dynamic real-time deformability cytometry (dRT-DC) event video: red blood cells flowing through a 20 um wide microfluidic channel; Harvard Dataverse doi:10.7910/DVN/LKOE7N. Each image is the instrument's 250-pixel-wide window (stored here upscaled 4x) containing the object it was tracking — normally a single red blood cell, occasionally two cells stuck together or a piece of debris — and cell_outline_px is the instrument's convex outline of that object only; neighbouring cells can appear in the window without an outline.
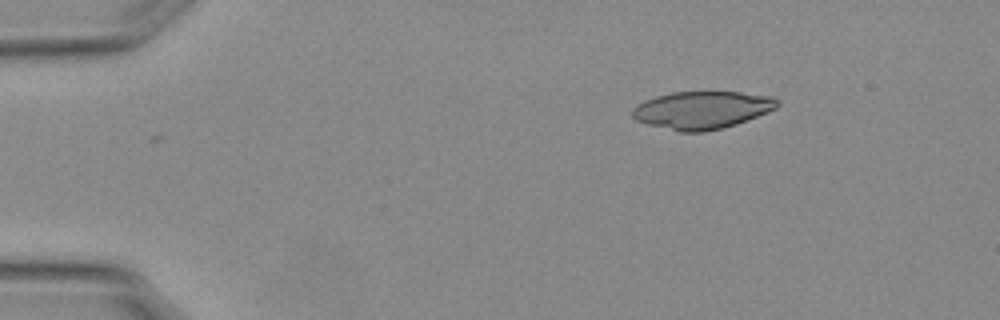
{"species": "Egyptian fruit bat (a non-hibernating species)", "species_latin": "Rousettus aegyptiacus", "temperature_condition": "warm", "stored_images_in_passage": 40, "camera_frame_rate_fps": 3000, "um_per_image_px": 0.085, "animal": {"sex": "female"}, "frame": {"image": 1, "passage_image": 1, "time_ms": 0.0, "image_size_px": [1000, 320], "cell_outline_px": [[780, 104], [776, 108], [768, 112], [736, 124], [704, 132], [680, 132], [648, 124], [636, 120], [632, 116], [632, 108], [644, 100], [656, 96], [672, 92], [740, 92], [772, 96], [780, 100]], "centroid_in_image_um": [59.68, 9.34], "position_along_channel_um": 25.3, "area_um2": 31.79}}
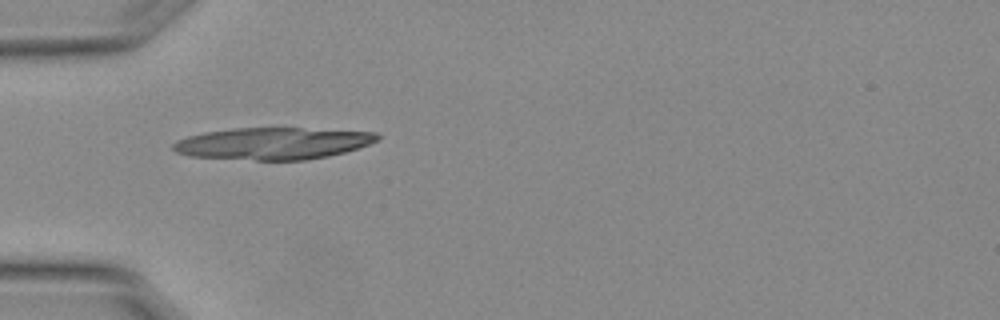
{"frame": {"image": 2, "passage_image": 10, "time_ms": 3.0, "image_size_px": [1000, 320], "cell_outline_px": [[380, 140], [344, 152], [328, 156], [304, 160], [256, 160], [188, 156], [176, 152], [172, 148], [172, 144], [176, 140], [188, 136], [204, 132], [232, 128], [300, 128], [376, 132], [380, 136]], "centroid_in_image_um": [23.16, 12.19], "position_along_channel_um": 61.8, "area_um2": 37.97}}